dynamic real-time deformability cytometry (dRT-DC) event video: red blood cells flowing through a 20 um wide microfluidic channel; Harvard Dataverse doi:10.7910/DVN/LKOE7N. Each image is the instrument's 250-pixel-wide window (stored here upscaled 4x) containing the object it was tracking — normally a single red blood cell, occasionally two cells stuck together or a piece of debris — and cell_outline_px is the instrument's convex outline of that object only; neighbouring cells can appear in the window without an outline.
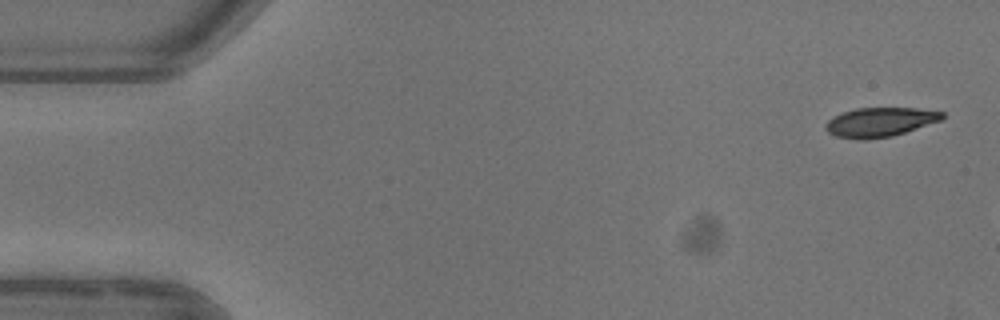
{"species": "common noctule bat (a hibernating species)", "species_latin": "Nyctalus noctula", "temperature_condition": "warm", "stored_images_in_passage": 3, "camera_frame_rate_fps": 3000, "um_per_image_px": 0.085, "animal": {"sex": "female"}, "frame": {"image": 1, "passage_image": 1, "time_ms": 0.0, "image_size_px": [1000, 320], "cell_outline_px": [[944, 116], [940, 120], [892, 136], [860, 140], [836, 136], [828, 132], [824, 128], [824, 124], [832, 116], [856, 108], [916, 108], [944, 112]], "centroid_in_image_um": [74.74, 10.37], "position_along_channel_um": 10.3, "area_um2": 19.71}}